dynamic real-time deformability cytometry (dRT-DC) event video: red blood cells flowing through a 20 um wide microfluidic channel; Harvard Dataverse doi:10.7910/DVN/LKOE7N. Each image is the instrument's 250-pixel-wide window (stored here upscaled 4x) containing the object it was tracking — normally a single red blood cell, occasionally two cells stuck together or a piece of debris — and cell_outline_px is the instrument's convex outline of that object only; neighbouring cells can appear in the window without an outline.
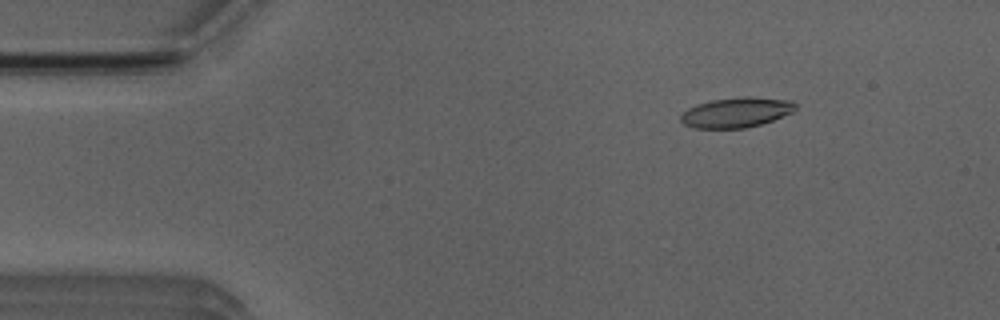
{"species": "Egyptian fruit bat (a non-hibernating species)", "species_latin": "Rousettus aegyptiacus", "temperature_condition": "room temperature", "stored_images_in_passage": 4, "camera_frame_rate_fps": 3000, "um_per_image_px": 0.085, "animal": {"sex": "male"}, "frame": {"image": 1, "passage_image": 2, "time_ms": 1.0, "image_size_px": [1000, 320], "cell_outline_px": [[796, 108], [792, 112], [772, 120], [760, 124], [744, 128], [692, 128], [684, 124], [680, 120], [680, 116], [688, 108], [696, 104], [712, 100], [748, 96], [792, 100], [796, 104]], "centroid_in_image_um": [62.57, 9.55], "position_along_channel_um": 22.4, "area_um2": 20.0}}